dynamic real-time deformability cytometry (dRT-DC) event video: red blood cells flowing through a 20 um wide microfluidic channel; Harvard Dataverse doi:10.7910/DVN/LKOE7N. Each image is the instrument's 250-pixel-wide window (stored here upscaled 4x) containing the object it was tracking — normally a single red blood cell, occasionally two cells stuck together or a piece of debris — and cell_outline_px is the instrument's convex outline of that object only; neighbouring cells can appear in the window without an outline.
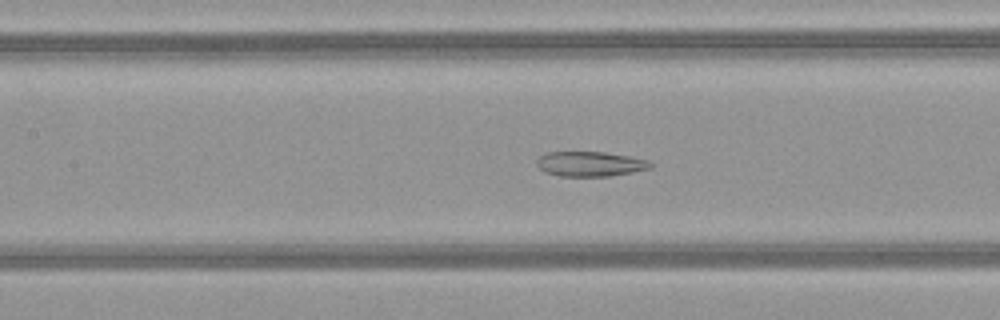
{"species": "common noctule bat (a hibernating species)", "species_latin": "Nyctalus noctula", "temperature_condition": "warm", "stored_images_in_passage": 51, "camera_frame_rate_fps": 3000, "um_per_image_px": 0.085, "animal": {"sex": "female", "body_mass_g": 21.9}, "frame": {"image": 1, "passage_image": 24, "time_ms": 7.667, "image_size_px": [1000, 320], "cell_outline_px": [[656, 164], [652, 168], [632, 172], [608, 176], [560, 176], [544, 172], [536, 164], [536, 160], [544, 152], [604, 152], [628, 156], [648, 160]], "centroid_in_image_um": [50.17, 13.93], "position_along_channel_um": 157.2, "area_um2": 16.59}}
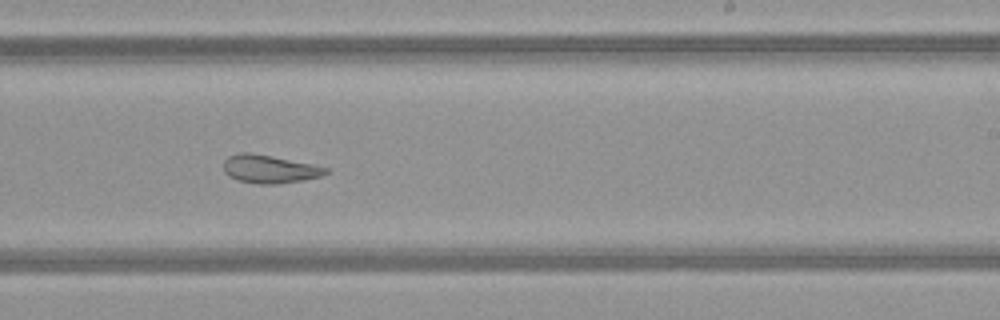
{"frame": {"image": 2, "passage_image": 32, "time_ms": 10.333, "image_size_px": [1000, 320], "cell_outline_px": [[328, 172], [320, 176], [304, 180], [280, 184], [260, 184], [236, 180], [228, 176], [224, 172], [224, 160], [228, 156], [240, 152], [248, 152], [272, 156], [312, 164], [328, 168]], "centroid_in_image_um": [22.88, 14.37], "position_along_channel_um": 266.1, "area_um2": 16.82}}
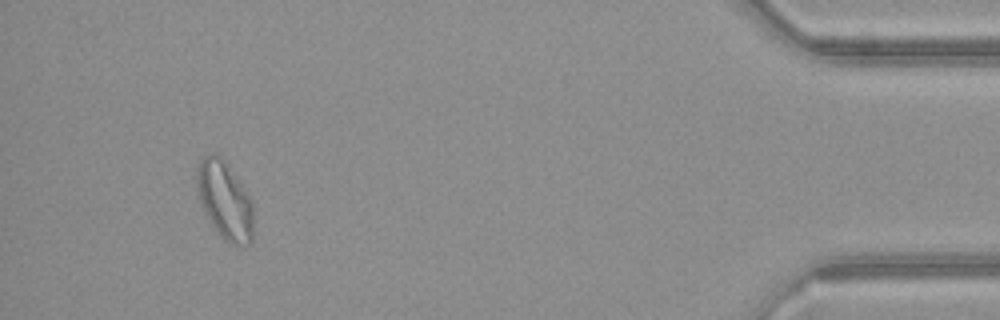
{"frame": {"image": 3, "passage_image": 48, "time_ms": 15.667, "image_size_px": [1000, 320], "cell_outline_px": [[252, 240], [248, 244], [232, 244], [224, 240], [216, 232], [200, 204], [196, 188], [196, 168], [200, 160], [208, 152], [216, 152], [228, 164], [252, 200]], "centroid_in_image_um": [19.06, 16.98], "position_along_channel_um": 416.1, "area_um2": 25.89}, "authors_computed_cell_mechanics": {"area_um2": 23.5824, "velocity_mm_per_s": 4.097, "shape_relaxation_time_tau1_ms": null, "shape_relaxation_time_tau2_ms": 1.9254, "deformation_change_tau1": null, "deformation_change_tau2": 0.0974}}